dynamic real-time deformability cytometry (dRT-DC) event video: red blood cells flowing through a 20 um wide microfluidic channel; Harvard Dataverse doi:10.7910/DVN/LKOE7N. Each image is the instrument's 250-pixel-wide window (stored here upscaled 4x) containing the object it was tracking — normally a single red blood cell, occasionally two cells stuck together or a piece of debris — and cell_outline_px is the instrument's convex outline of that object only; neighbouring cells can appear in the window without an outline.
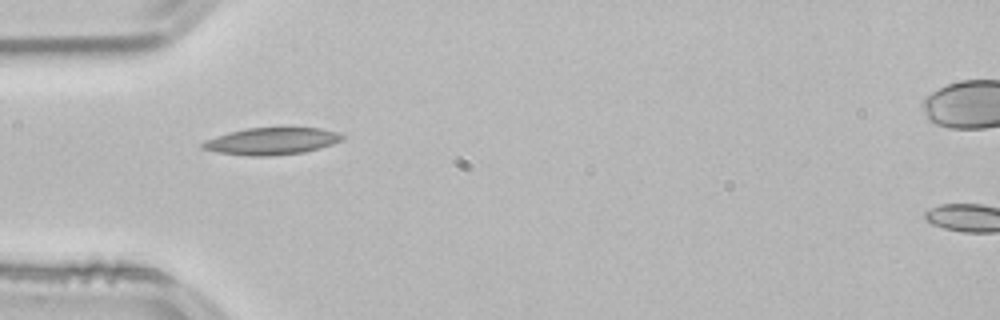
{"species": "common noctule bat (a hibernating species)", "species_latin": "Nyctalus noctula", "temperature_condition": "room temperature", "stored_images_in_passage": 6, "camera_frame_rate_fps": 3000, "um_per_image_px": 0.085, "animal": {"sex": "male", "body_mass_g": 21.5, "forearm_length_mm": 52.0}, "frame": {"image": 1, "passage_image": 1, "time_ms": 0.0, "image_size_px": [1000, 320], "cell_outline_px": [[344, 136], [340, 140], [332, 144], [304, 152], [268, 156], [248, 156], [216, 152], [200, 148], [200, 144], [204, 140], [228, 132], [248, 128], [284, 124], [288, 124], [320, 128], [336, 132]], "centroid_in_image_um": [23.07, 11.94], "position_along_channel_um": 61.9, "area_um2": 22.95}}